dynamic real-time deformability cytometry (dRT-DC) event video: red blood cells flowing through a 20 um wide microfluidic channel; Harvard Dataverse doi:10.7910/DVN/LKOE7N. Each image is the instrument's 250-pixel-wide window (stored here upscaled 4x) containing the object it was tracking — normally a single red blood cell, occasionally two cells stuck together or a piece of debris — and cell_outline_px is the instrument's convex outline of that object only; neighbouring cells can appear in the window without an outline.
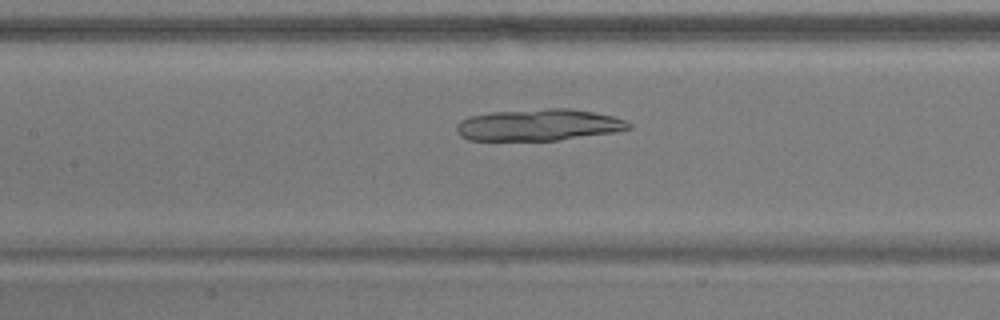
{"species": "common noctule bat (a hibernating species)", "species_latin": "Nyctalus noctula", "temperature_condition": "warm", "stored_images_in_passage": 54, "camera_frame_rate_fps": 3000, "um_per_image_px": 0.085, "animal": {"sex": "male", "body_mass_g": 17.9}, "frame": {"image": 1, "passage_image": 24, "time_ms": 7.667, "image_size_px": [1000, 320], "cell_outline_px": [[632, 128], [616, 132], [560, 140], [468, 140], [460, 136], [456, 132], [456, 124], [460, 120], [468, 116], [488, 112], [548, 108], [568, 108], [592, 112], [612, 116], [624, 120], [632, 124]], "centroid_in_image_um": [45.76, 10.62], "position_along_channel_um": 161.6, "area_um2": 32.02}}
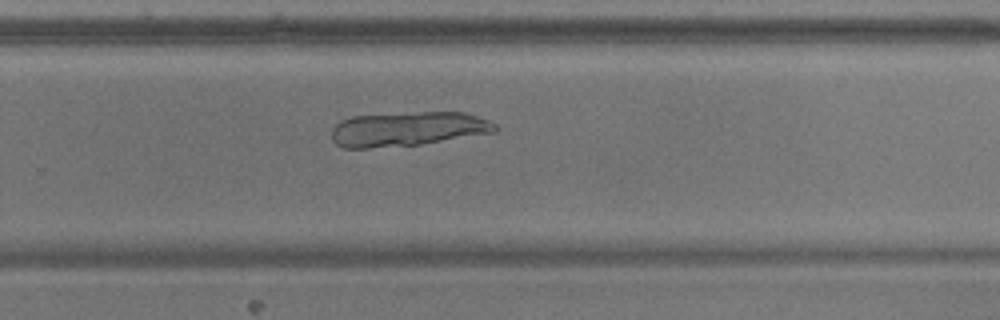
{"frame": {"image": 2, "passage_image": 35, "time_ms": 11.333, "image_size_px": [1000, 320], "cell_outline_px": [[496, 132], [420, 144], [368, 148], [344, 148], [336, 144], [332, 140], [332, 128], [340, 120], [352, 116], [420, 112], [464, 112], [488, 120], [496, 124]], "centroid_in_image_um": [34.63, 10.96], "position_along_channel_um": 295.2, "area_um2": 32.66}}